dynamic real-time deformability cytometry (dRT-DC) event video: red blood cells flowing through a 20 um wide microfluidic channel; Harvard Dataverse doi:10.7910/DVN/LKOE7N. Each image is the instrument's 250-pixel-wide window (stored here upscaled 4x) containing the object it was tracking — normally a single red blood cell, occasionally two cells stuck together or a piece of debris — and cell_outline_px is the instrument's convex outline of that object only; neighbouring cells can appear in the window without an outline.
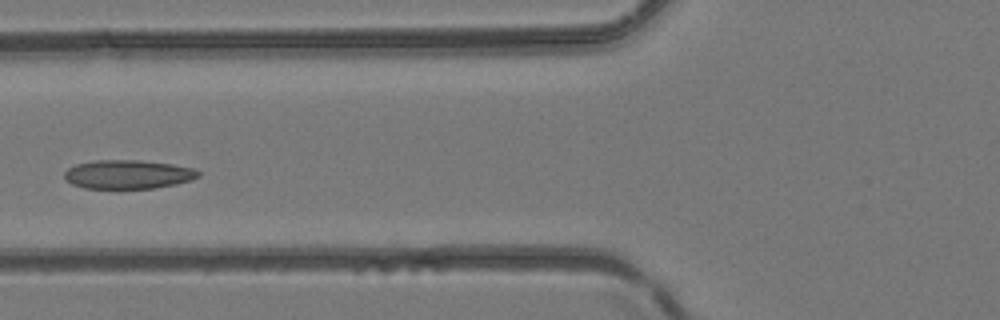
{"species": "common noctule bat (a hibernating species)", "species_latin": "Nyctalus noctula", "temperature_condition": "room temperature", "stored_images_in_passage": 3, "camera_frame_rate_fps": 3000, "um_per_image_px": 0.085, "animal": {"sex": "female", "body_mass_g": 24.6, "forearm_length_mm": 56.2}, "frame": {"image": 1, "passage_image": 3, "time_ms": 0.667, "image_size_px": [1000, 320], "cell_outline_px": [[200, 176], [192, 180], [176, 184], [156, 188], [84, 188], [72, 184], [64, 176], [64, 172], [68, 168], [76, 164], [96, 160], [140, 160], [172, 164], [196, 168], [200, 172]], "centroid_in_image_um": [10.92, 14.82], "position_along_channel_um": 114.9, "area_um2": 22.6}}